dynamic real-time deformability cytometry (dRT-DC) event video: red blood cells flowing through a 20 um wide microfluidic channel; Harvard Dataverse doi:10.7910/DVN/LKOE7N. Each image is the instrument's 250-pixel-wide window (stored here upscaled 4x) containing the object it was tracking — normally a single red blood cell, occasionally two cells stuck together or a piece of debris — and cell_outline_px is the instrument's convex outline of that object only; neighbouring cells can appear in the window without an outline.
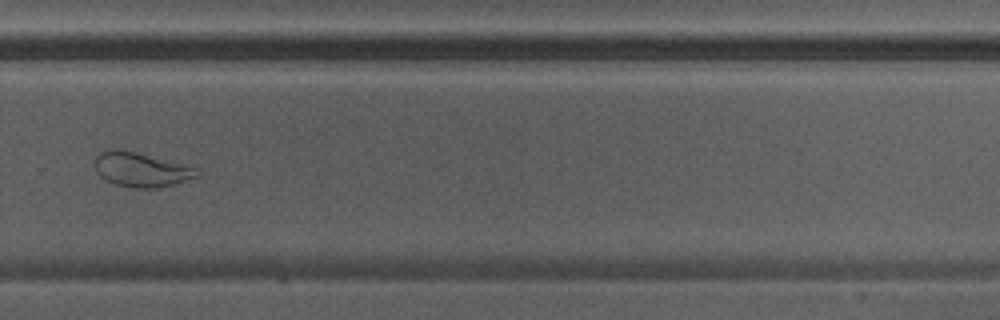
{"species": "Egyptian fruit bat (a non-hibernating species)", "species_latin": "Rousettus aegyptiacus", "temperature_condition": "warm", "stored_images_in_passage": 43, "camera_frame_rate_fps": 3000, "um_per_image_px": 0.085, "animal": {"sex": "male"}, "frame": {"image": 1, "passage_image": 31, "time_ms": 10.0, "image_size_px": [1000, 320], "cell_outline_px": [[200, 176], [172, 184], [156, 188], [132, 188], [116, 184], [104, 180], [96, 172], [96, 156], [100, 152], [108, 148], [120, 148], [200, 168]], "centroid_in_image_um": [12.0, 14.4], "position_along_channel_um": 317.8, "area_um2": 20.69}}
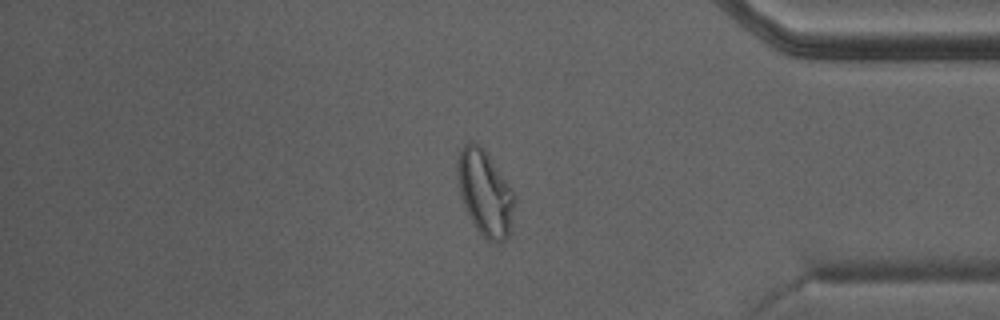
{"frame": {"image": 2, "passage_image": 37, "time_ms": 12.0, "image_size_px": [1000, 320], "cell_outline_px": [[516, 200], [508, 236], [504, 240], [488, 240], [480, 232], [472, 220], [460, 196], [456, 168], [456, 164], [460, 152], [464, 144], [472, 140], [480, 144], [484, 148], [512, 188], [516, 196]], "centroid_in_image_um": [41.23, 16.32], "position_along_channel_um": 394.0, "area_um2": 28.21}}